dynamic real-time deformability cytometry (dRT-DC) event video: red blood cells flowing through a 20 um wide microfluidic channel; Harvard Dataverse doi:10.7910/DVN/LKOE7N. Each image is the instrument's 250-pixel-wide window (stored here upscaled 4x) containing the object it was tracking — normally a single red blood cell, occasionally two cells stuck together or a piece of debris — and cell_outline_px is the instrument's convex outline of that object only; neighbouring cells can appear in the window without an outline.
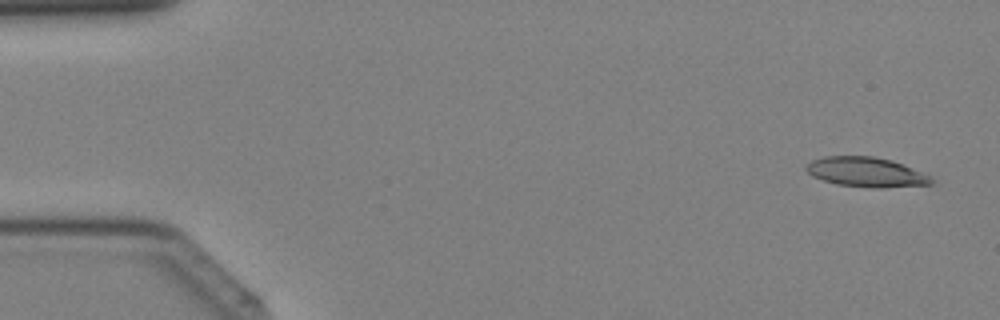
{"species": "Egyptian fruit bat (a non-hibernating species)", "species_latin": "Rousettus aegyptiacus", "temperature_condition": "cold", "stored_images_in_passage": 40, "camera_frame_rate_fps": 3000, "um_per_image_px": 0.085, "animal": {"sex": "female"}, "frame": {"image": 1, "passage_image": 2, "time_ms": 0.333, "image_size_px": [1000, 320], "cell_outline_px": [[936, 180], [932, 184], [880, 188], [876, 188], [836, 184], [812, 176], [804, 168], [812, 160], [824, 156], [872, 156], [892, 160], [920, 172]], "centroid_in_image_um": [73.6, 14.63], "position_along_channel_um": 11.4, "area_um2": 21.44}}
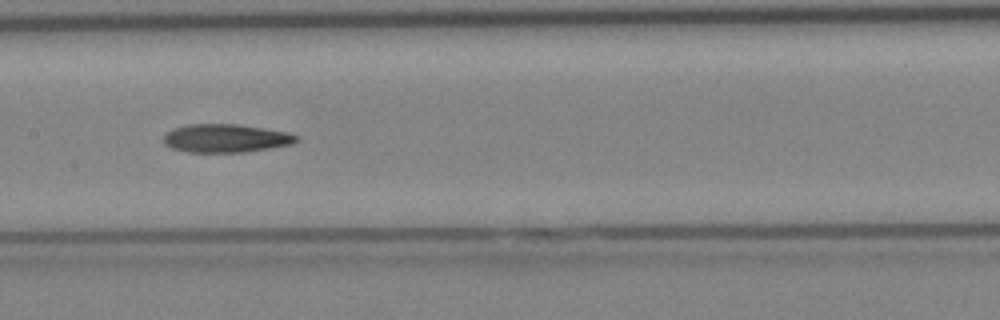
{"frame": {"image": 2, "passage_image": 20, "time_ms": 6.333, "image_size_px": [1000, 320], "cell_outline_px": [[296, 140], [292, 144], [244, 152], [188, 152], [172, 148], [164, 144], [164, 136], [172, 128], [188, 124], [236, 124], [264, 128], [288, 132], [296, 136]], "centroid_in_image_um": [19.15, 11.75], "position_along_channel_um": 188.3, "area_um2": 21.73}}
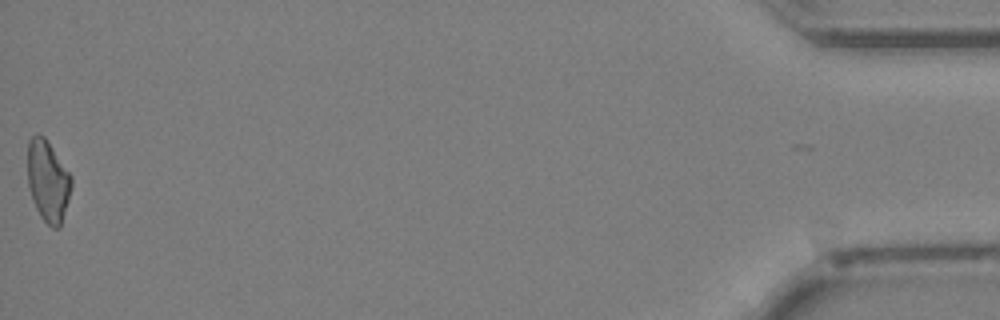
{"frame": {"image": 3, "passage_image": 40, "time_ms": 13.0, "image_size_px": [1000, 320], "cell_outline_px": [[72, 184], [68, 200], [60, 228], [52, 228], [40, 216], [32, 200], [28, 184], [28, 140], [32, 136], [44, 136], [72, 176]], "centroid_in_image_um": [4.07, 15.41], "position_along_channel_um": 431.1, "area_um2": 20.58}}